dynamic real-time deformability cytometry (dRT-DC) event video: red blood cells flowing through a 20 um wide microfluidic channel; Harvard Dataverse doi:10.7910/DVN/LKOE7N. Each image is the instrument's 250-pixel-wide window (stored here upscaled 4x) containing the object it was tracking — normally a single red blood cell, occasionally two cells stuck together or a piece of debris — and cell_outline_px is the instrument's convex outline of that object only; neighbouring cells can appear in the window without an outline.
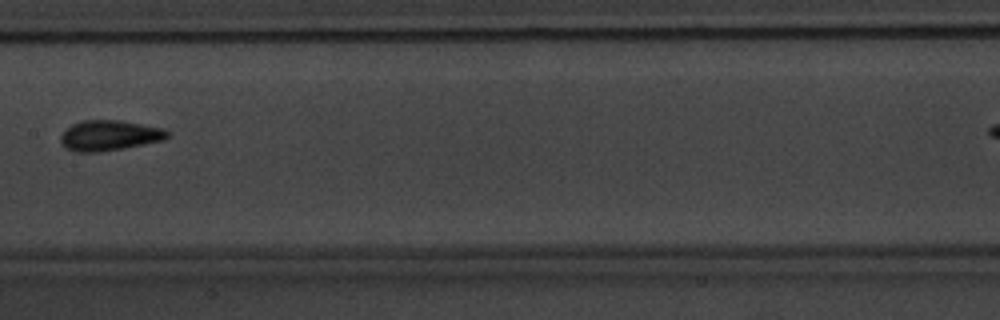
{"species": "common noctule bat (a hibernating species)", "species_latin": "Nyctalus noctula", "temperature_condition": "warm", "stored_images_in_passage": 8, "segment_of_instrument_passage": [1, 2], "camera_frame_rate_fps": 3000, "um_per_image_px": 0.085, "animal": {"sex": "male", "body_mass_g": 20.1, "forearm_length_mm": 53.5}, "frame": {"image": 1, "passage_image": 7, "time_ms": 7.0, "image_size_px": [1000, 320], "cell_outline_px": [[168, 136], [164, 140], [124, 148], [96, 152], [72, 152], [64, 148], [60, 140], [60, 136], [72, 124], [84, 120], [120, 120], [164, 128], [168, 132]], "centroid_in_image_um": [9.28, 11.52], "position_along_channel_um": 198.1, "area_um2": 18.9}}